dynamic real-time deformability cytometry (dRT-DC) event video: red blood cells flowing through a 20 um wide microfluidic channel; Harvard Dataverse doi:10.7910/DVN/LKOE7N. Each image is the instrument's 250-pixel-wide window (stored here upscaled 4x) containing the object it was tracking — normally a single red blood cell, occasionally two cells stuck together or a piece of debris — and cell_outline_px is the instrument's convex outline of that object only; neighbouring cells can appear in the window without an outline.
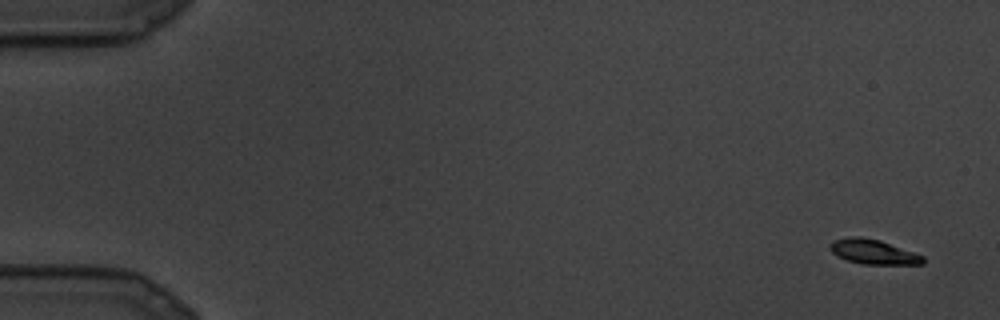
{"species": "common noctule bat (a hibernating species)", "species_latin": "Nyctalus noctula", "temperature_condition": "cold", "stored_images_in_passage": 10, "camera_frame_rate_fps": 3000, "um_per_image_px": 0.085, "animal": {"sex": "male", "body_mass_g": 19.5, "forearm_length_mm": 54.6}, "frame": {"image": 1, "passage_image": 1, "time_ms": 0.0, "image_size_px": [1000, 320], "cell_outline_px": [[924, 264], [864, 264], [848, 260], [836, 256], [828, 248], [832, 240], [852, 236], [860, 236], [880, 240], [924, 256]], "centroid_in_image_um": [74.2, 21.39], "position_along_channel_um": 10.8, "area_um2": 13.35}}
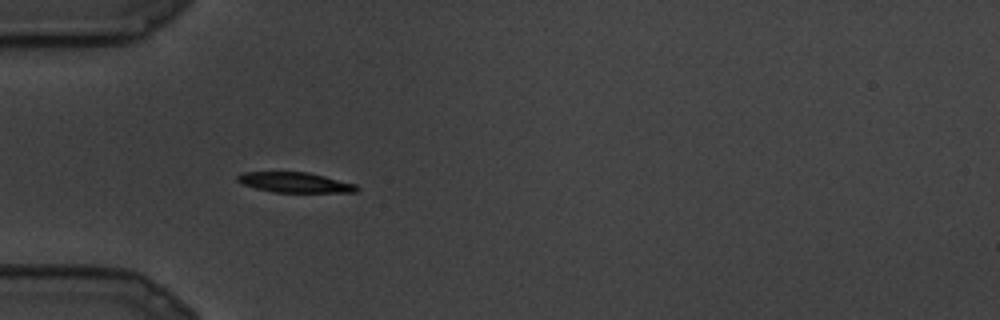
{"frame": {"image": 2, "passage_image": 9, "time_ms": 2.667, "image_size_px": [1000, 320], "cell_outline_px": [[360, 188], [356, 192], [272, 192], [256, 188], [244, 184], [236, 180], [236, 176], [240, 172], [308, 172], [356, 184]], "centroid_in_image_um": [25.06, 15.5], "position_along_channel_um": 59.9, "area_um2": 13.99}}